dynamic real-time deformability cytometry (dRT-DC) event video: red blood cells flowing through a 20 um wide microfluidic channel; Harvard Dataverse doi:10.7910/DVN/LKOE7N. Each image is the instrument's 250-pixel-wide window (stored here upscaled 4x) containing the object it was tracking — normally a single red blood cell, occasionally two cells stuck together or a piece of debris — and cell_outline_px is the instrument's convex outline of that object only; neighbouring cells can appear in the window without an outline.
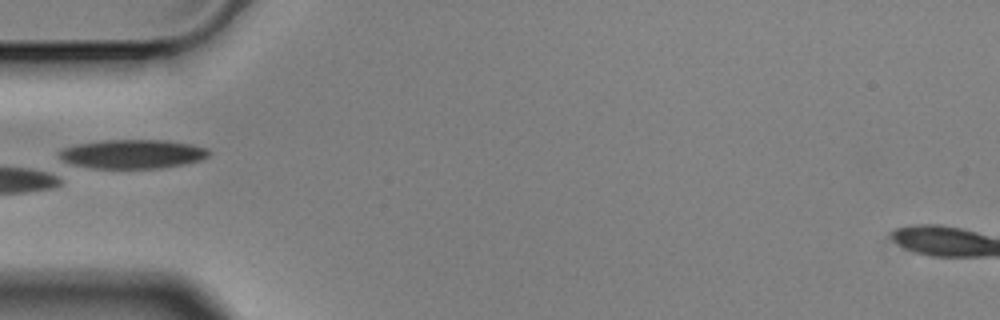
{"species": "Egyptian fruit bat (a non-hibernating species)", "species_latin": "Rousettus aegyptiacus", "temperature_condition": "cold", "stored_images_in_passage": 5, "camera_frame_rate_fps": 3000, "um_per_image_px": 0.085, "animal": {"sex": "male"}, "frame": {"image": 1, "passage_image": 5, "time_ms": 1.333, "image_size_px": [1000, 320], "cell_outline_px": [[212, 152], [208, 156], [200, 160], [184, 164], [160, 168], [92, 168], [72, 164], [64, 160], [60, 156], [60, 148], [76, 144], [104, 140], [168, 140], [192, 144], [208, 148]], "centroid_in_image_um": [11.31, 13.08], "position_along_channel_um": 73.7, "area_um2": 25.37}}